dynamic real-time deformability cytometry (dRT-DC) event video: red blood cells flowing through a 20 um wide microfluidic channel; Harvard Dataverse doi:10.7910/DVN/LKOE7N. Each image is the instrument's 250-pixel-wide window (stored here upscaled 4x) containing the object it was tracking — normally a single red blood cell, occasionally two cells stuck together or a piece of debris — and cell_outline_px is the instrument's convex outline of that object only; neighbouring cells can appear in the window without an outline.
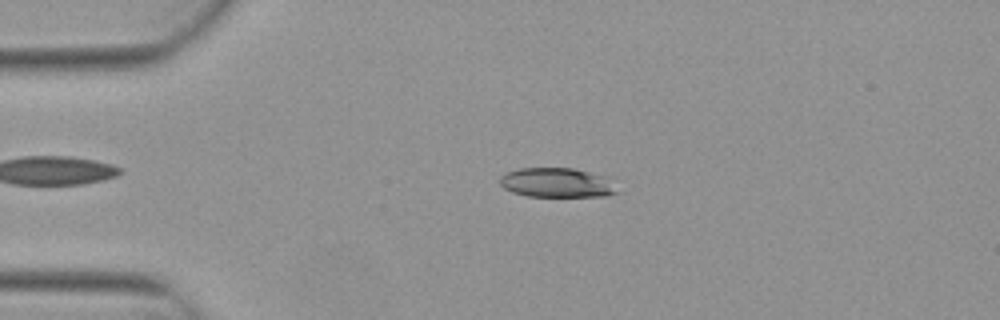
{"species": "Egyptian fruit bat (a non-hibernating species)", "species_latin": "Rousettus aegyptiacus", "temperature_condition": "warm", "stored_images_in_passage": 4, "camera_frame_rate_fps": 3000, "um_per_image_px": 0.085, "animal": {"sex": "female"}, "frame": {"image": 1, "passage_image": 3, "time_ms": 0.667, "image_size_px": [1000, 320], "cell_outline_px": [[620, 192], [604, 196], [528, 196], [512, 192], [504, 188], [500, 184], [500, 176], [504, 172], [520, 168], [572, 168], [604, 176]], "centroid_in_image_um": [47.28, 15.53], "position_along_channel_um": 37.7, "area_um2": 20.0}}